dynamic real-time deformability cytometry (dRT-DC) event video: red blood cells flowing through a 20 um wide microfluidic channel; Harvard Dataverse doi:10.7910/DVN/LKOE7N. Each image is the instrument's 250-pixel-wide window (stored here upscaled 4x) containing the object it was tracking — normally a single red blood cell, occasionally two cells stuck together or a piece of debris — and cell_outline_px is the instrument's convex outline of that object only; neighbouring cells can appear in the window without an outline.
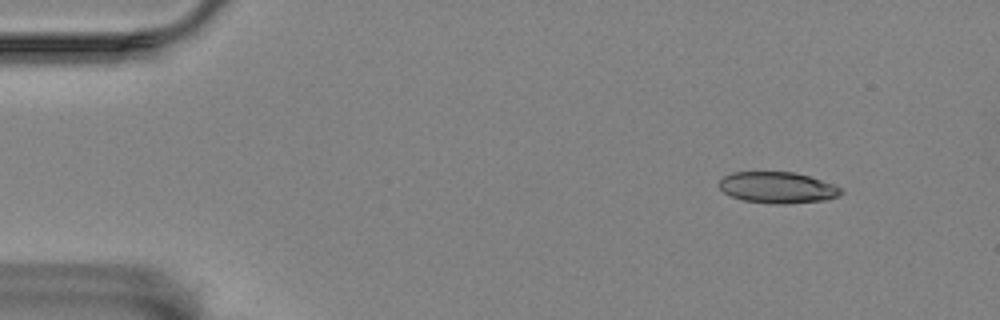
{"species": "Egyptian fruit bat (a non-hibernating species)", "species_latin": "Rousettus aegyptiacus", "temperature_condition": "room temperature", "stored_images_in_passage": 49, "camera_frame_rate_fps": 3000, "um_per_image_px": 0.085, "animal": {"sex": "female"}, "frame": {"image": 1, "passage_image": 1, "time_ms": 0.0, "image_size_px": [1000, 320], "cell_outline_px": [[844, 192], [840, 196], [824, 200], [784, 204], [776, 204], [744, 200], [732, 196], [724, 192], [716, 184], [724, 176], [732, 172], [792, 172], [808, 176], [832, 184], [840, 188]], "centroid_in_image_um": [66.07, 15.94], "position_along_channel_um": 18.9, "area_um2": 22.02}}
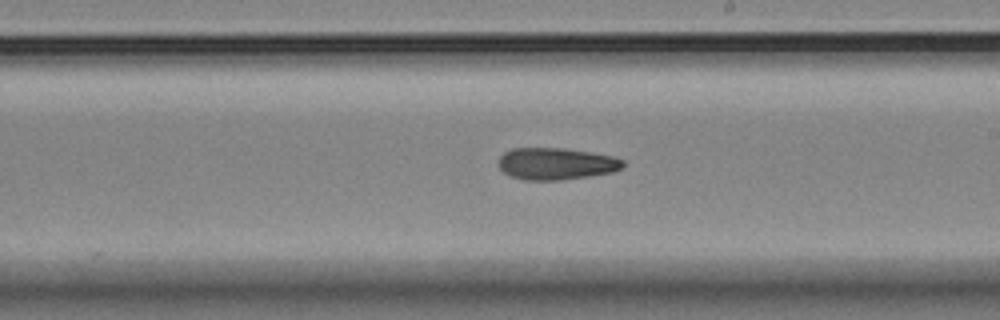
{"frame": {"image": 2, "passage_image": 28, "time_ms": 9.0, "image_size_px": [1000, 320], "cell_outline_px": [[624, 164], [620, 168], [612, 172], [588, 176], [560, 180], [524, 180], [512, 176], [504, 172], [500, 168], [500, 156], [504, 152], [512, 148], [564, 148], [612, 156], [624, 160]], "centroid_in_image_um": [47.26, 13.91], "position_along_channel_um": 241.7, "area_um2": 22.89}}
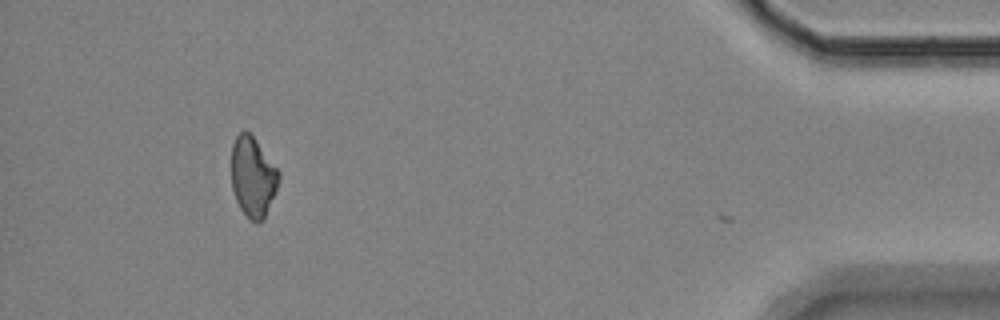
{"frame": {"image": 3, "passage_image": 48, "time_ms": 15.667, "image_size_px": [1000, 320], "cell_outline_px": [[280, 180], [264, 220], [260, 224], [256, 224], [240, 208], [236, 200], [232, 188], [232, 144], [236, 136], [244, 128], [256, 140], [280, 172]], "centroid_in_image_um": [21.5, 15.04], "position_along_channel_um": 413.7, "area_um2": 22.14}, "authors_computed_cell_mechanics": {"area_um2": 23.0622, "velocity_mm_per_s": 3.4685, "shape_relaxation_time_tau1_ms": null, "shape_relaxation_time_tau2_ms": 8.9202, "deformation_change_tau1": null, "deformation_change_tau2": 0.1824}}